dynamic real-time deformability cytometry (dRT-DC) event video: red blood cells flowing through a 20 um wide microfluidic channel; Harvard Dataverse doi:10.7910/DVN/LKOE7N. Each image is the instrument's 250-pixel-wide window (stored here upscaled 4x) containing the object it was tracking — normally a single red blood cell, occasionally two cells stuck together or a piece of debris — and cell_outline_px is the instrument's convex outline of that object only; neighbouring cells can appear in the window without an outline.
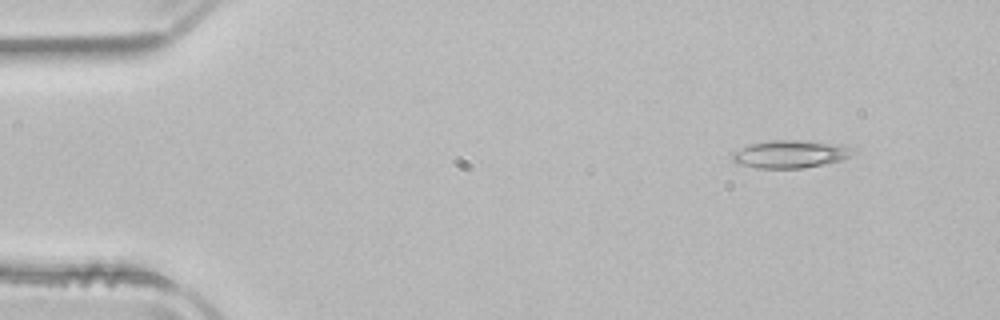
{"species": "common noctule bat (a hibernating species)", "species_latin": "Nyctalus noctula", "temperature_condition": "room temperature", "stored_images_in_passage": 3, "camera_frame_rate_fps": 3000, "um_per_image_px": 0.085, "animal": {"sex": "male", "body_mass_g": 21.5, "forearm_length_mm": 52.0}, "frame": {"image": 1, "passage_image": 1, "time_ms": 0.0, "image_size_px": [1000, 320], "cell_outline_px": [[856, 152], [840, 160], [804, 168], [756, 168], [736, 164], [732, 160], [732, 152], [748, 144], [772, 140], [800, 140], [844, 144], [856, 148]], "centroid_in_image_um": [67.17, 13.09], "position_along_channel_um": 17.8, "area_um2": 19.77}}
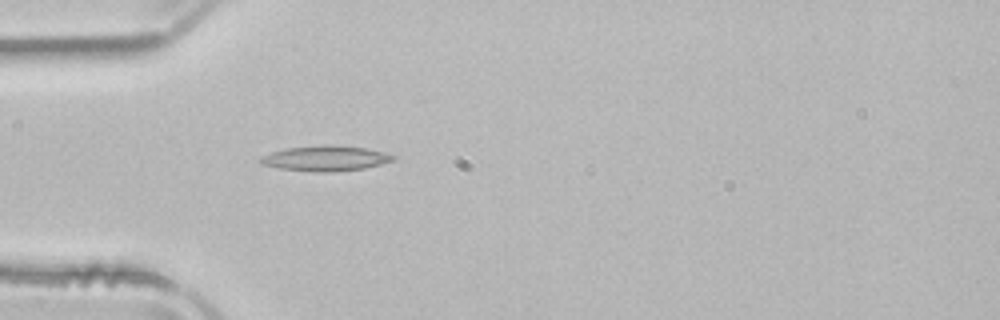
{"frame": {"image": 2, "passage_image": 3, "time_ms": 0.667, "image_size_px": [1000, 320], "cell_outline_px": [[396, 160], [364, 168], [324, 172], [316, 172], [276, 168], [260, 164], [260, 156], [272, 152], [288, 148], [320, 144], [324, 144], [364, 148], [384, 152], [396, 156]], "centroid_in_image_um": [27.64, 13.45], "position_along_channel_um": 57.4, "area_um2": 19.48}}